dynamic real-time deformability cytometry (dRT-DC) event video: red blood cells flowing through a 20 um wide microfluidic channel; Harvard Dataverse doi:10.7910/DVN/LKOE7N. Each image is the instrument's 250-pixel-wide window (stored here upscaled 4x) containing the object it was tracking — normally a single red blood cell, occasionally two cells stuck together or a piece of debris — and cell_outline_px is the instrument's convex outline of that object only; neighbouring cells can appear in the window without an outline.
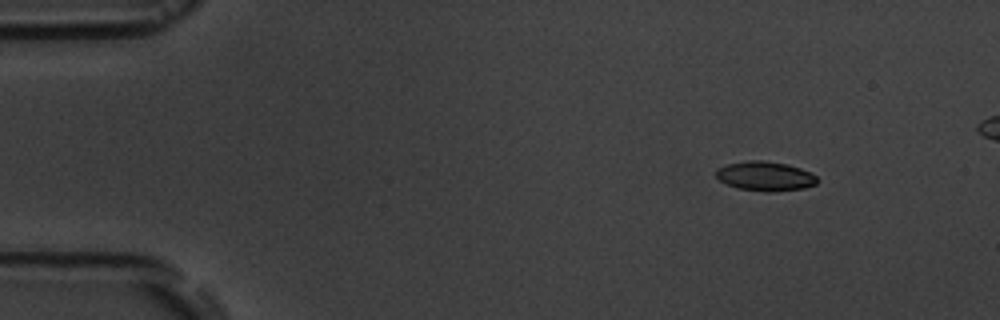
{"species": "common noctule bat (a hibernating species)", "species_latin": "Nyctalus noctula", "temperature_condition": "room temperature", "stored_images_in_passage": 5, "camera_frame_rate_fps": 3000, "um_per_image_px": 0.085, "animal": {"sex": "male", "body_mass_g": 19.5, "forearm_length_mm": 54.6}, "frame": {"image": 1, "passage_image": 1, "time_ms": 0.0, "image_size_px": [1000, 320], "cell_outline_px": [[820, 180], [816, 184], [804, 188], [772, 192], [764, 192], [736, 188], [720, 180], [716, 176], [716, 168], [728, 164], [748, 160], [764, 160], [788, 164], [800, 168], [816, 176]], "centroid_in_image_um": [65.05, 14.97], "position_along_channel_um": 20.0, "area_um2": 17.46}}